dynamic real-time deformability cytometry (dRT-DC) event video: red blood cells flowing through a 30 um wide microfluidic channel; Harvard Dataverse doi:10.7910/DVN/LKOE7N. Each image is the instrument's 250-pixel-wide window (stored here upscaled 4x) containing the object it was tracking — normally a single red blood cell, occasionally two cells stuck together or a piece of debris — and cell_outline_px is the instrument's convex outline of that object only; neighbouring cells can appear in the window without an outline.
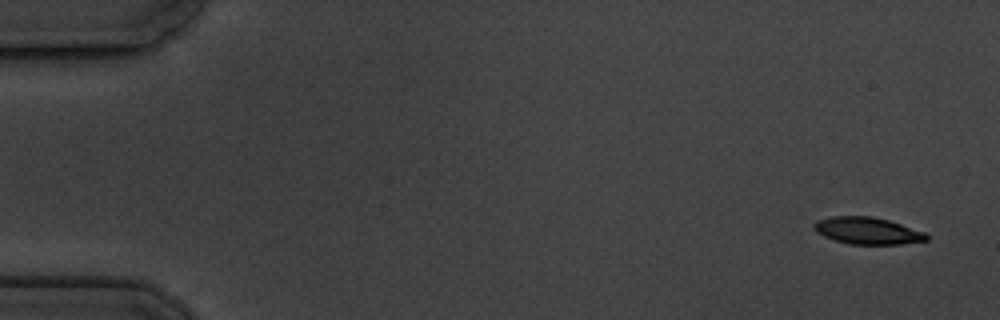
{"species": "common noctule bat (a hibernating species)", "species_latin": "Nyctalus noctula", "temperature_condition": "cold", "stored_images_in_passage": 15, "camera_frame_rate_fps": 3000, "um_per_image_px": 0.085, "animal": {"sex": "male", "body_mass_g": 19.5, "forearm_length_mm": 54.6}, "frame": {"image": 1, "passage_image": 1, "time_ms": 0.0, "image_size_px": [1000, 320], "cell_outline_px": [[928, 240], [900, 244], [848, 244], [824, 236], [816, 232], [812, 228], [812, 224], [816, 220], [832, 216], [872, 216], [888, 220], [924, 232], [928, 236]], "centroid_in_image_um": [73.68, 19.6], "position_along_channel_um": 11.3, "area_um2": 17.63}}
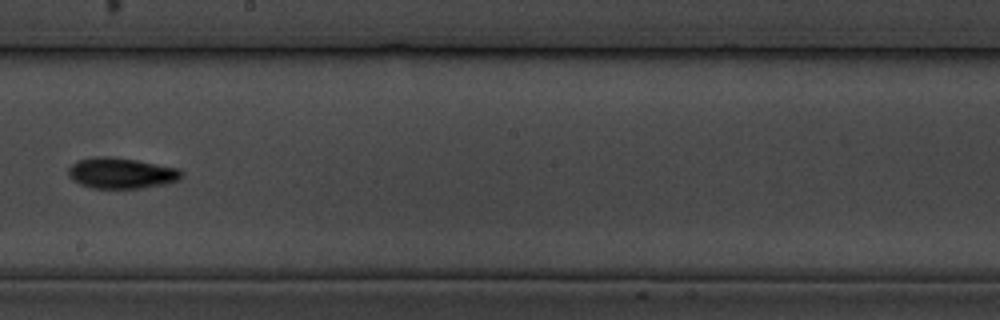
{"frame": {"image": 2, "passage_image": 9, "time_ms": 10.333, "image_size_px": [1000, 320], "cell_outline_px": [[184, 176], [180, 180], [164, 184], [140, 188], [92, 188], [80, 184], [72, 180], [68, 176], [68, 168], [76, 160], [104, 156], [112, 156], [136, 160], [180, 168], [184, 172]], "centroid_in_image_um": [10.34, 14.71], "position_along_channel_um": 237.9, "area_um2": 20.52}}
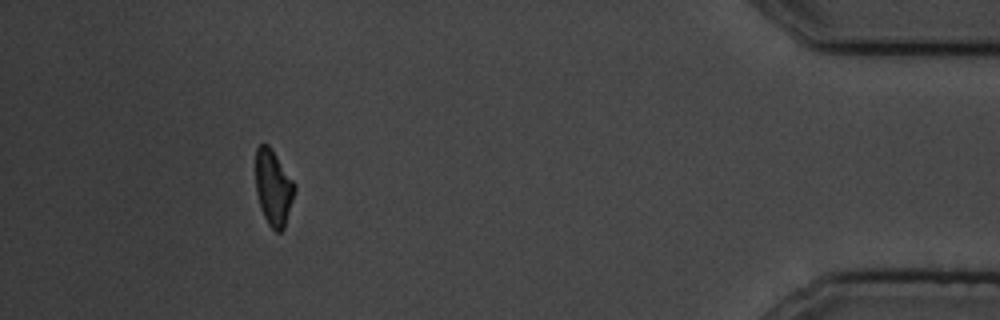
{"frame": {"image": 3, "passage_image": 14, "time_ms": 17.0, "image_size_px": [1000, 320], "cell_outline_px": [[296, 188], [284, 228], [280, 232], [276, 232], [268, 224], [264, 216], [256, 192], [256, 148], [260, 144], [268, 144], [296, 184]], "centroid_in_image_um": [23.24, 15.95], "position_along_channel_um": 412.0, "area_um2": 16.99}, "authors_computed_cell_mechanics": {"area_um2": 18.6694, "velocity_mm_per_s": 3.4552, "shape_relaxation_time_tau1_ms": 4.0919, "shape_relaxation_time_tau2_ms": null, "deformation_change_tau1": 0.1609, "deformation_change_tau2": null}}